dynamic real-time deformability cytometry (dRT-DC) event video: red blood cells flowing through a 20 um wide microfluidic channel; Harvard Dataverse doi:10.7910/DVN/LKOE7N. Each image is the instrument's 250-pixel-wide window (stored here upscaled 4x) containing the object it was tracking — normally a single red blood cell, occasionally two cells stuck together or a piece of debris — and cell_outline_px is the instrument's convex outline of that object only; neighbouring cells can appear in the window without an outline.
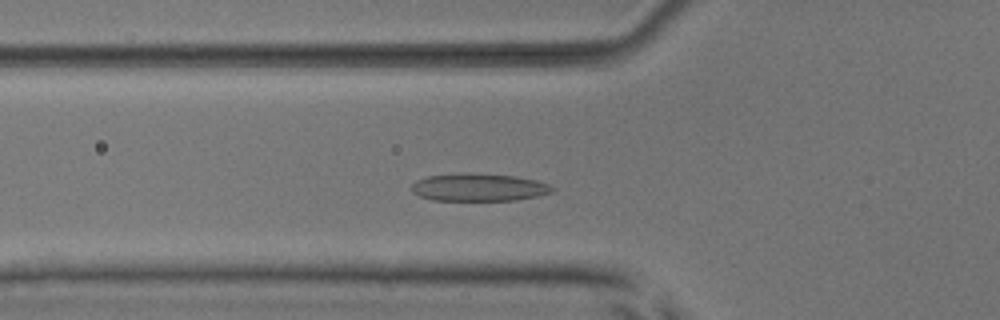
{"species": "common noctule bat (a hibernating species)", "species_latin": "Nyctalus noctula", "temperature_condition": "room temperature", "stored_images_in_passage": 48, "camera_frame_rate_fps": 3000, "um_per_image_px": 0.085, "animal": {"sex": "male", "body_mass_g": 17.9, "forearm_length_mm": 54.2}, "frame": {"image": 1, "passage_image": 14, "time_ms": 4.333, "image_size_px": [1000, 320], "cell_outline_px": [[556, 188], [552, 192], [536, 196], [516, 200], [432, 200], [420, 196], [412, 192], [412, 184], [416, 180], [428, 176], [468, 172], [516, 176], [536, 180], [548, 184]], "centroid_in_image_um": [40.7, 15.91], "position_along_channel_um": 85.1, "area_um2": 22.72}}
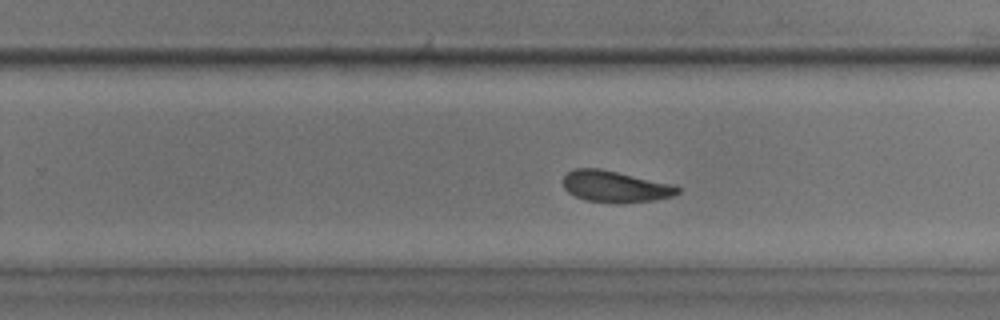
{"frame": {"image": 2, "passage_image": 29, "time_ms": 9.333, "image_size_px": [1000, 320], "cell_outline_px": [[680, 192], [672, 196], [652, 200], [620, 204], [616, 204], [584, 200], [568, 192], [564, 188], [564, 176], [572, 168], [600, 168], [676, 184], [680, 188]], "centroid_in_image_um": [52.32, 15.85], "position_along_channel_um": 277.5, "area_um2": 21.33}}
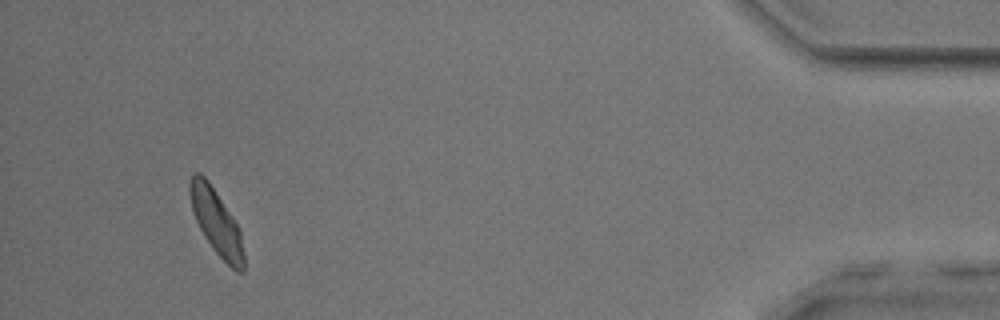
{"frame": {"image": 3, "passage_image": 45, "time_ms": 14.667, "image_size_px": [1000, 320], "cell_outline_px": [[244, 272], [236, 272], [212, 248], [204, 236], [196, 220], [192, 208], [188, 188], [188, 184], [192, 176], [196, 172], [200, 172], [208, 180], [240, 228], [244, 252]], "centroid_in_image_um": [18.4, 18.89], "position_along_channel_um": 416.8, "area_um2": 20.4}, "authors_computed_cell_mechanics": {"area_um2": 21.386, "velocity_mm_per_s": 3.8631, "shape_relaxation_time_tau1_ms": 4.289, "shape_relaxation_time_tau2_ms": 1.943, "deformation_change_tau1": 0.1262, "deformation_change_tau2": 0.0806}}